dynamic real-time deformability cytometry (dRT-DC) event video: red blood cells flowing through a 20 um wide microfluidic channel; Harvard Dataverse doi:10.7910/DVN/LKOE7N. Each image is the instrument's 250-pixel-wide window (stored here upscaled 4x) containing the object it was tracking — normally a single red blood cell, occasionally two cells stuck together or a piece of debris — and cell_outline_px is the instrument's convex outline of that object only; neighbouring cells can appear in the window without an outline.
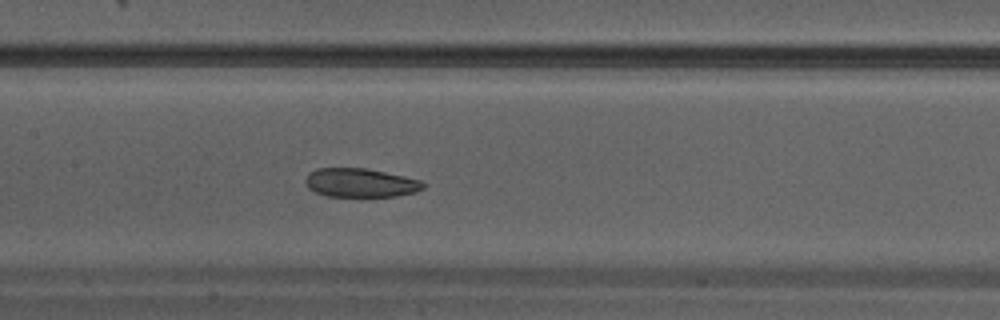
{"species": "Egyptian fruit bat (a non-hibernating species)", "species_latin": "Rousettus aegyptiacus", "temperature_condition": "warm", "stored_images_in_passage": 34, "camera_frame_rate_fps": 3000, "um_per_image_px": 0.085, "animal": {"sex": "male"}, "frame": {"image": 1, "passage_image": 15, "time_ms": 4.667, "image_size_px": [1000, 320], "cell_outline_px": [[424, 188], [416, 192], [396, 196], [328, 196], [316, 192], [308, 188], [304, 180], [308, 172], [316, 168], [364, 168], [404, 176], [420, 180], [424, 184]], "centroid_in_image_um": [30.61, 15.53], "position_along_channel_um": 176.8, "area_um2": 19.71}}